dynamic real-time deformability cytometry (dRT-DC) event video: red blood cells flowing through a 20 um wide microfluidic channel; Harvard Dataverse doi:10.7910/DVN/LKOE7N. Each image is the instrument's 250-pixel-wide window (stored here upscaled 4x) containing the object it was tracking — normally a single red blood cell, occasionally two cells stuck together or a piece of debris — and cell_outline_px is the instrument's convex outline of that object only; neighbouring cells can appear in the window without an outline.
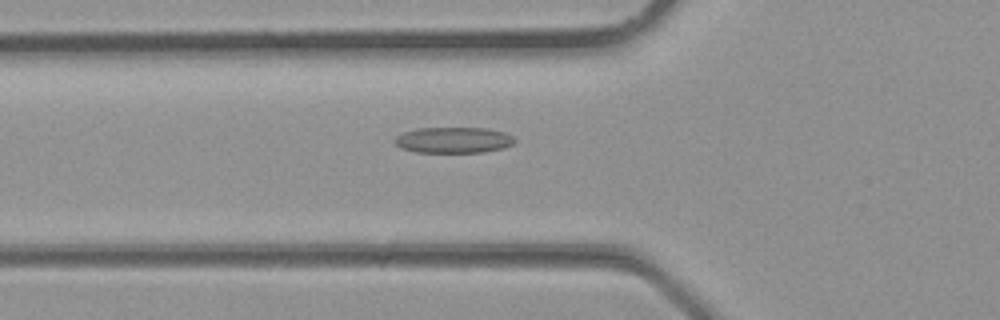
{"species": "common noctule bat (a hibernating species)", "species_latin": "Nyctalus noctula", "temperature_condition": "room temperature", "stored_images_in_passage": 33, "camera_frame_rate_fps": 3000, "um_per_image_px": 0.085, "animal": {"sex": "male", "body_mass_g": 23.1, "forearm_length_mm": 52.7}, "frame": {"image": 1, "passage_image": 11, "time_ms": 3.333, "image_size_px": [1000, 320], "cell_outline_px": [[516, 140], [512, 144], [504, 148], [484, 152], [416, 152], [400, 148], [396, 144], [396, 136], [404, 132], [420, 128], [484, 128], [504, 132], [512, 136]], "centroid_in_image_um": [38.56, 11.91], "position_along_channel_um": 87.2, "area_um2": 17.98}}
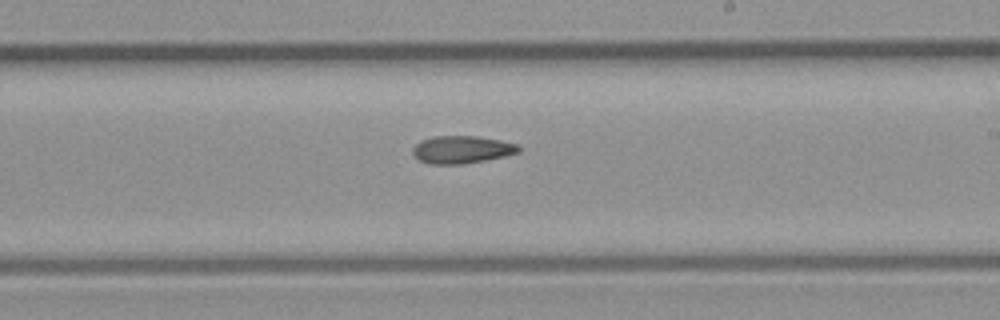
{"frame": {"image": 2, "passage_image": 19, "time_ms": 6.0, "image_size_px": [1000, 320], "cell_outline_px": [[520, 152], [504, 156], [484, 160], [460, 164], [428, 164], [420, 160], [412, 152], [412, 148], [420, 140], [432, 136], [476, 136], [500, 140], [516, 144], [520, 148]], "centroid_in_image_um": [39.22, 12.71], "position_along_channel_um": 249.8, "area_um2": 16.94}}
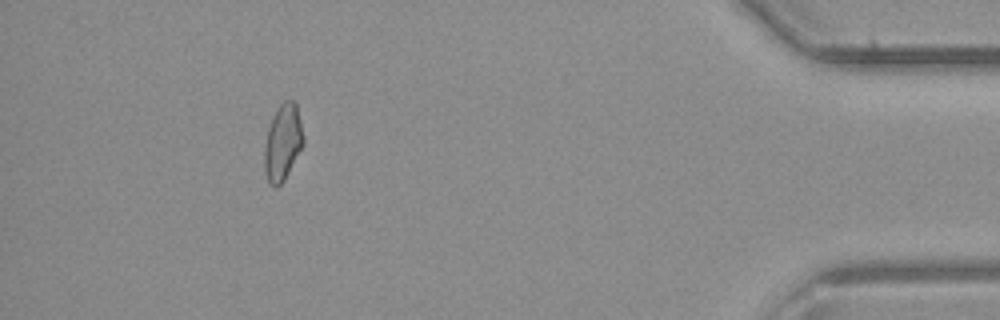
{"frame": {"image": 3, "passage_image": 30, "time_ms": 9.667, "image_size_px": [1000, 320], "cell_outline_px": [[304, 144], [284, 180], [276, 188], [268, 180], [264, 168], [264, 148], [268, 128], [272, 116], [280, 104], [284, 100], [292, 100], [296, 104], [304, 136]], "centroid_in_image_um": [24.04, 12.09], "position_along_channel_um": 411.2, "area_um2": 17.22}}